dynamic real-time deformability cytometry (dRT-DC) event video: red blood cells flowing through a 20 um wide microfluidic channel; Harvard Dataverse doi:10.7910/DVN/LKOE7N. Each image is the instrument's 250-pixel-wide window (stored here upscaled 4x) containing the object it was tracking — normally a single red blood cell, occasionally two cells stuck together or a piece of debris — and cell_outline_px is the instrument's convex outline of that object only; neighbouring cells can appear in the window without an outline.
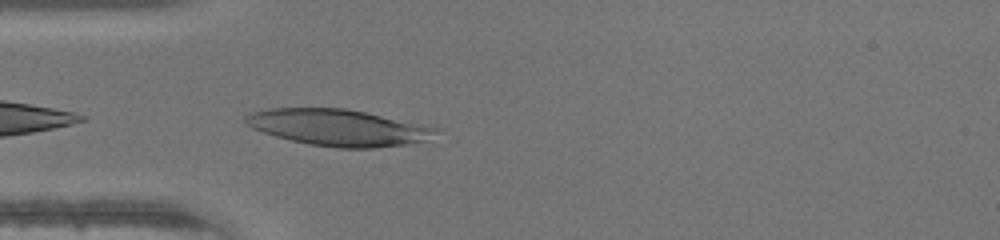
{"species": "human", "species_latin": "Homo sapiens", "temperature_condition": "warm", "stored_images_in_passage": 33, "camera_frame_rate_fps": 3000, "um_per_image_px": 0.085, "donor": {"sex": "male"}, "frame": {"image": 1, "passage_image": 1, "time_ms": 0.0, "image_size_px": [1000, 240], "cell_outline_px": [[432, 128], [428, 140], [408, 144], [372, 148], [336, 148], [308, 144], [276, 136], [252, 128], [244, 124], [244, 116], [252, 112], [268, 108], [344, 108], [424, 124]], "centroid_in_image_um": [28.66, 10.84], "position_along_channel_um": 56.3, "area_um2": 40.0}}
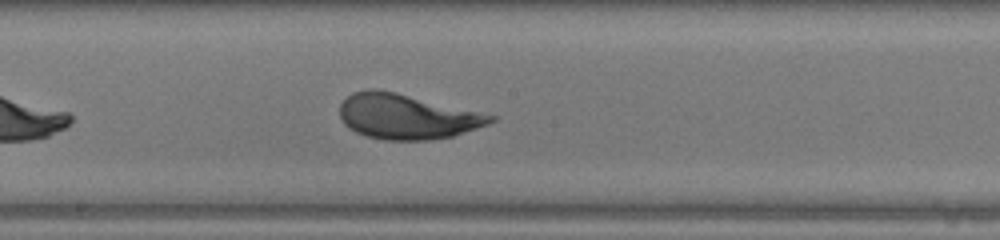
{"frame": {"image": 2, "passage_image": 12, "time_ms": 3.667, "image_size_px": [1000, 240], "cell_outline_px": [[496, 120], [488, 124], [452, 136], [428, 140], [384, 140], [368, 136], [356, 132], [348, 128], [344, 124], [340, 116], [340, 104], [352, 92], [368, 88], [372, 88], [396, 92], [496, 116]], "centroid_in_image_um": [34.54, 9.9], "position_along_channel_um": 213.7, "area_um2": 39.3}}
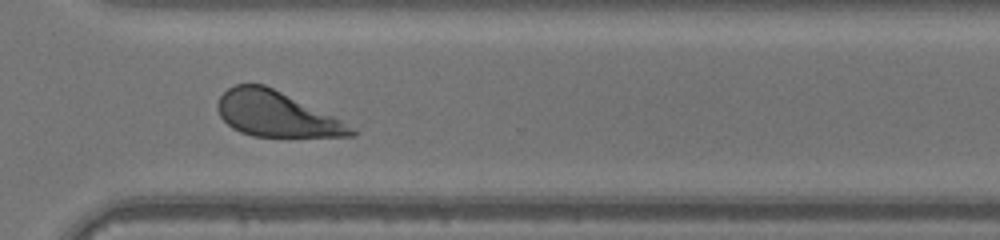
{"frame": {"image": 3, "passage_image": 21, "time_ms": 6.667, "image_size_px": [1000, 240], "cell_outline_px": [[356, 136], [252, 136], [240, 132], [232, 128], [220, 116], [216, 108], [216, 104], [220, 96], [228, 88], [236, 84], [264, 84], [332, 116], [340, 120], [352, 128], [356, 132]], "centroid_in_image_um": [23.4, 9.69], "position_along_channel_um": 347.2, "area_um2": 34.51}}